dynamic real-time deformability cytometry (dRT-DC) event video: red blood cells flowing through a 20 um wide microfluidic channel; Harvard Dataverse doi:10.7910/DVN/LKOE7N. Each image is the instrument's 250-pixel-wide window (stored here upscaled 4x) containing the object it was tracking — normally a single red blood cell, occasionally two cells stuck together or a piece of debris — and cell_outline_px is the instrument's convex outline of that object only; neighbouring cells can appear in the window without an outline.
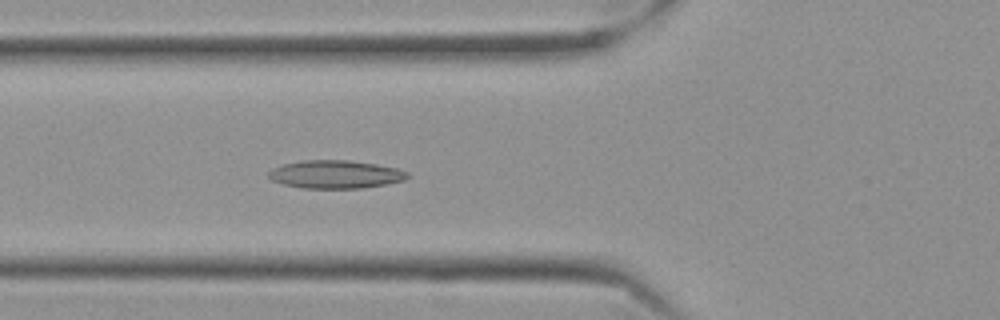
{"species": "Egyptian fruit bat (a non-hibernating species)", "species_latin": "Rousettus aegyptiacus", "temperature_condition": "cold", "stored_images_in_passage": 58, "camera_frame_rate_fps": 3000, "um_per_image_px": 0.085, "frame": {"image": 1, "passage_image": 22, "time_ms": 7.0, "image_size_px": [1000, 320], "cell_outline_px": [[408, 176], [404, 180], [384, 184], [360, 188], [304, 188], [284, 184], [272, 180], [268, 176], [268, 172], [272, 168], [284, 164], [304, 160], [348, 160], [376, 164], [396, 168], [408, 172]], "centroid_in_image_um": [28.49, 14.81], "position_along_channel_um": 97.3, "area_um2": 22.48}}
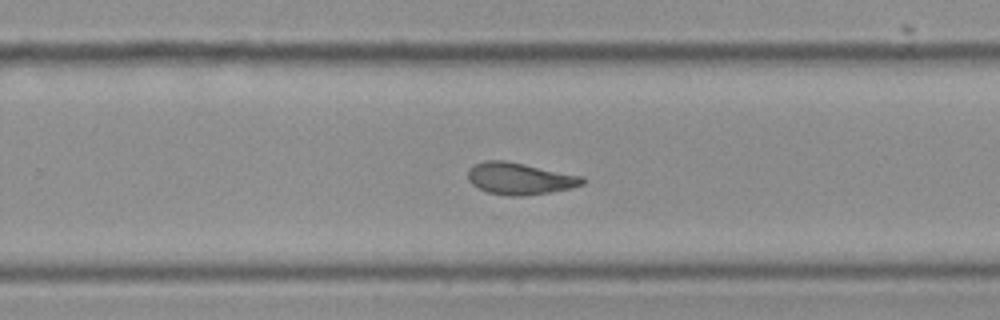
{"frame": {"image": 2, "passage_image": 38, "time_ms": 12.333, "image_size_px": [1000, 320], "cell_outline_px": [[588, 180], [584, 184], [572, 188], [524, 196], [508, 196], [488, 192], [472, 184], [468, 180], [468, 168], [472, 164], [484, 160], [504, 160], [584, 176]], "centroid_in_image_um": [44.19, 15.17], "position_along_channel_um": 285.6, "area_um2": 21.44}}
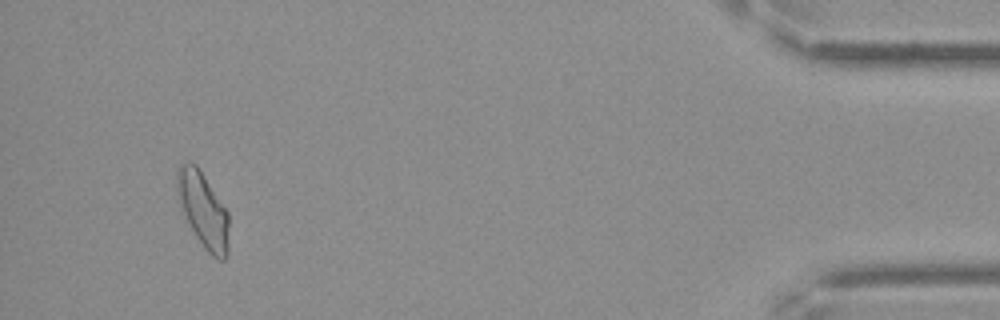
{"frame": {"image": 3, "passage_image": 55, "time_ms": 18.0, "image_size_px": [1000, 320], "cell_outline_px": [[228, 256], [224, 260], [220, 260], [212, 256], [204, 248], [196, 236], [184, 212], [176, 188], [176, 172], [180, 164], [196, 164], [228, 212]], "centroid_in_image_um": [17.29, 17.87], "position_along_channel_um": 417.9, "area_um2": 22.14}, "authors_computed_cell_mechanics": {"area_um2": 22.0507, "velocity_mm_per_s": 3.5188, "shape_relaxation_time_tau1_ms": null, "shape_relaxation_time_tau2_ms": 3.4245, "deformation_change_tau1": null, "deformation_change_tau2": 0.1007}}